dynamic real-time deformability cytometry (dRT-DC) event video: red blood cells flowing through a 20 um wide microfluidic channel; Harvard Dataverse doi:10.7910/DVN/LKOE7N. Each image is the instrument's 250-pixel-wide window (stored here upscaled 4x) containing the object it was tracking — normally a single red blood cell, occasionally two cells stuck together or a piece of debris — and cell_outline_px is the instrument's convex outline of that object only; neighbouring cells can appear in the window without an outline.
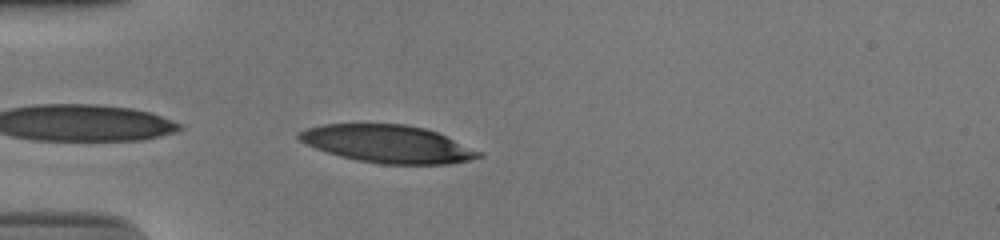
{"species": "human", "species_latin": "Homo sapiens", "temperature_condition": "cold", "stored_images_in_passage": 36, "camera_frame_rate_fps": 3000, "um_per_image_px": 0.085, "donor": {"sex": "male"}, "frame": {"image": 1, "passage_image": 1, "time_ms": 0.0, "image_size_px": [1000, 240], "cell_outline_px": [[484, 156], [472, 160], [448, 164], [380, 164], [356, 160], [340, 156], [316, 148], [300, 140], [296, 136], [300, 132], [308, 128], [324, 124], [404, 124], [424, 128], [436, 132], [484, 152]], "centroid_in_image_um": [33.02, 12.24], "position_along_channel_um": 52.0, "area_um2": 39.36}}
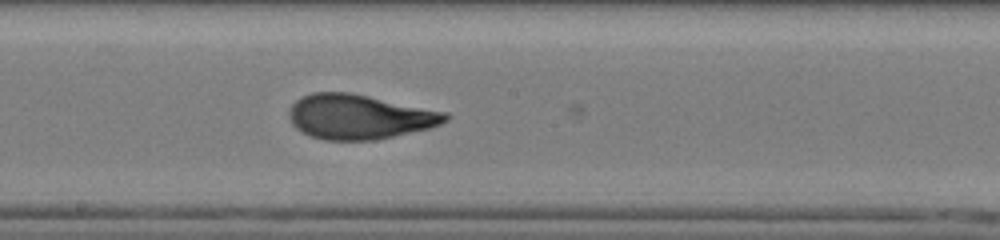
{"frame": {"image": 2, "passage_image": 15, "time_ms": 4.667, "image_size_px": [1000, 240], "cell_outline_px": [[452, 116], [448, 120], [440, 124], [428, 128], [376, 140], [324, 140], [308, 136], [296, 128], [292, 124], [288, 116], [288, 112], [292, 104], [296, 100], [312, 92], [348, 92], [448, 112]], "centroid_in_image_um": [30.53, 9.93], "position_along_channel_um": 217.7, "area_um2": 40.75}}
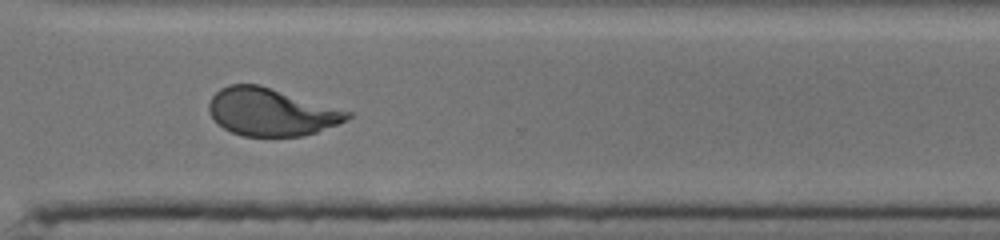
{"frame": {"image": 3, "passage_image": 25, "time_ms": 8.0, "image_size_px": [1000, 240], "cell_outline_px": [[352, 116], [336, 124], [316, 132], [304, 136], [244, 136], [232, 132], [224, 128], [212, 116], [208, 108], [208, 104], [212, 96], [220, 88], [228, 84], [260, 84], [352, 112]], "centroid_in_image_um": [23.03, 9.5], "position_along_channel_um": 347.6, "area_um2": 38.15}, "authors_computed_cell_mechanics": {"area_um2": 39.9687, "velocity_mm_per_s": 3.8953, "shape_relaxation_time_tau1_ms": 4.697, "shape_relaxation_time_tau2_ms": 0.8071, "deformation_change_tau1": 0.2204, "deformation_change_tau2": 0.0703}}